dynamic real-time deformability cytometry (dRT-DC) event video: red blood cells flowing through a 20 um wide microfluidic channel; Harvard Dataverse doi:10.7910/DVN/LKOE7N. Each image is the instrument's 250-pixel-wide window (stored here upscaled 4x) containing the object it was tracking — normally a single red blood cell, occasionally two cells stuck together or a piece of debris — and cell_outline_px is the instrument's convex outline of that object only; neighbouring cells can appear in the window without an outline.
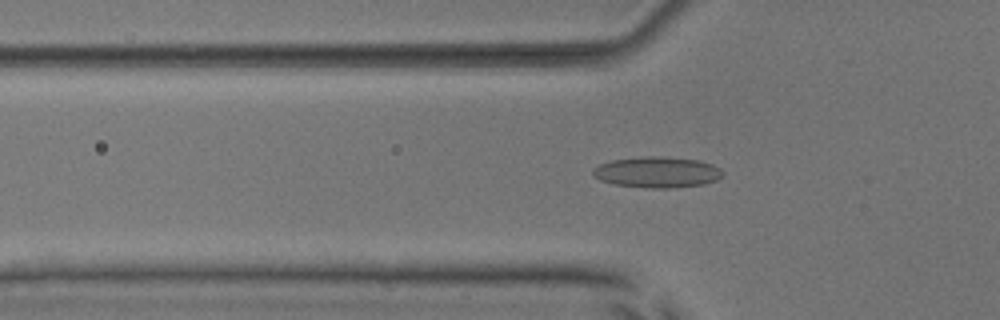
{"species": "common noctule bat (a hibernating species)", "species_latin": "Nyctalus noctula", "temperature_condition": "room temperature", "stored_images_in_passage": 38, "camera_frame_rate_fps": 3000, "um_per_image_px": 0.085, "animal": {"sex": "male", "body_mass_g": 17.9, "forearm_length_mm": 54.2}, "frame": {"image": 1, "passage_image": 3, "time_ms": 0.667, "image_size_px": [1000, 320], "cell_outline_px": [[724, 172], [716, 180], [704, 184], [668, 188], [648, 188], [616, 184], [600, 180], [592, 176], [592, 168], [600, 164], [612, 160], [640, 156], [664, 156], [696, 160], [712, 164], [720, 168]], "centroid_in_image_um": [55.82, 14.63], "position_along_channel_um": 70.0, "area_um2": 23.41}}
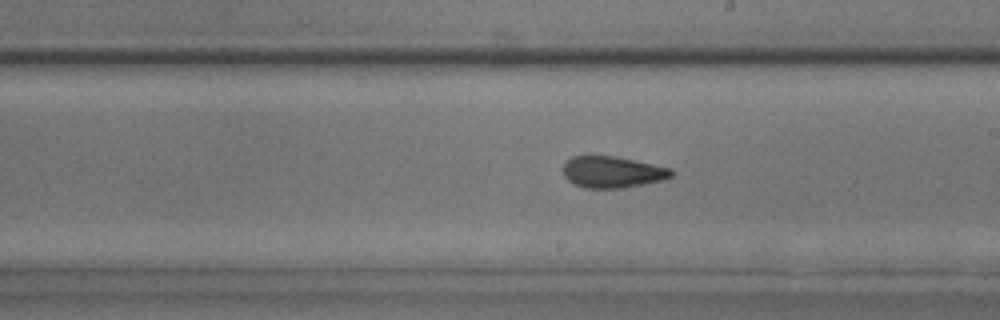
{"frame": {"image": 2, "passage_image": 16, "time_ms": 5.0, "image_size_px": [1000, 320], "cell_outline_px": [[676, 172], [672, 176], [664, 180], [624, 188], [584, 188], [572, 184], [564, 176], [564, 164], [572, 156], [588, 152], [616, 156], [672, 168]], "centroid_in_image_um": [52.04, 14.59], "position_along_channel_um": 237.0, "area_um2": 20.69}}
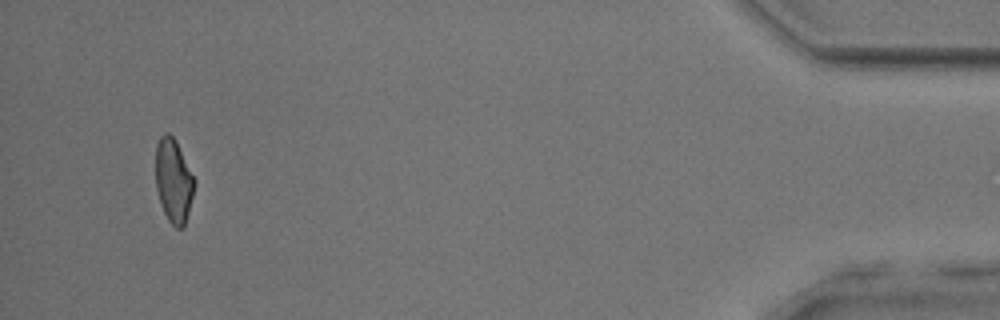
{"frame": {"image": 3, "passage_image": 36, "time_ms": 11.667, "image_size_px": [1000, 320], "cell_outline_px": [[196, 184], [184, 228], [176, 228], [168, 220], [160, 204], [156, 188], [156, 144], [160, 136], [164, 132], [168, 132], [176, 140], [196, 180]], "centroid_in_image_um": [14.76, 15.35], "position_along_channel_um": 420.4, "area_um2": 19.19}, "authors_computed_cell_mechanics": {"area_um2": 20.1144, "velocity_mm_per_s": 3.8712, "shape_relaxation_time_tau1_ms": 4.4986, "shape_relaxation_time_tau2_ms": 2.1577, "deformation_change_tau1": 0.1366, "deformation_change_tau2": 0.0913}}